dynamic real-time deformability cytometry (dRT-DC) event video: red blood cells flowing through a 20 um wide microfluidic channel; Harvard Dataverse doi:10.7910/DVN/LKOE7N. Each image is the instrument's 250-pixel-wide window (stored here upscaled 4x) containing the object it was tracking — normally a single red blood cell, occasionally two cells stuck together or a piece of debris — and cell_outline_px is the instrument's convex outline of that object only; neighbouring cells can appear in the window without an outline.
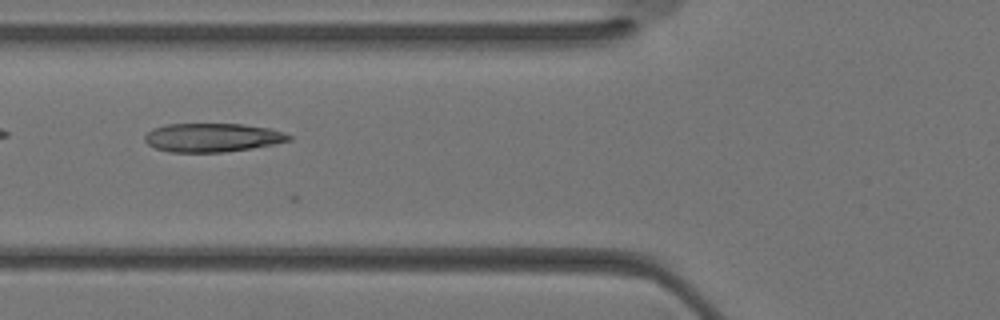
{"species": "Egyptian fruit bat (a non-hibernating species)", "species_latin": "Rousettus aegyptiacus", "temperature_condition": "warm", "stored_images_in_passage": 22, "camera_frame_rate_fps": 3000, "um_per_image_px": 0.085, "animal": {"sex": "female"}, "frame": {"image": 1, "passage_image": 12, "time_ms": 3.667, "image_size_px": [1000, 320], "cell_outline_px": [[292, 140], [276, 144], [252, 148], [224, 152], [168, 152], [156, 148], [148, 144], [144, 140], [144, 136], [152, 128], [164, 124], [244, 124], [272, 128], [284, 132], [292, 136]], "centroid_in_image_um": [18.08, 11.69], "position_along_channel_um": 107.7, "area_um2": 24.39}}
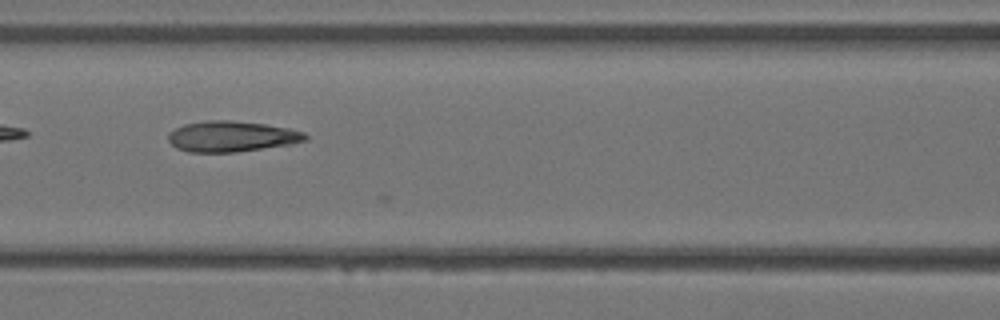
{"frame": {"image": 2, "passage_image": 14, "time_ms": 4.333, "image_size_px": [1000, 320], "cell_outline_px": [[308, 140], [292, 144], [236, 152], [188, 152], [176, 148], [168, 140], [168, 132], [184, 124], [204, 120], [228, 120], [264, 124], [288, 128], [304, 132], [308, 136]], "centroid_in_image_um": [19.68, 11.6], "position_along_channel_um": 146.9, "area_um2": 24.62}}
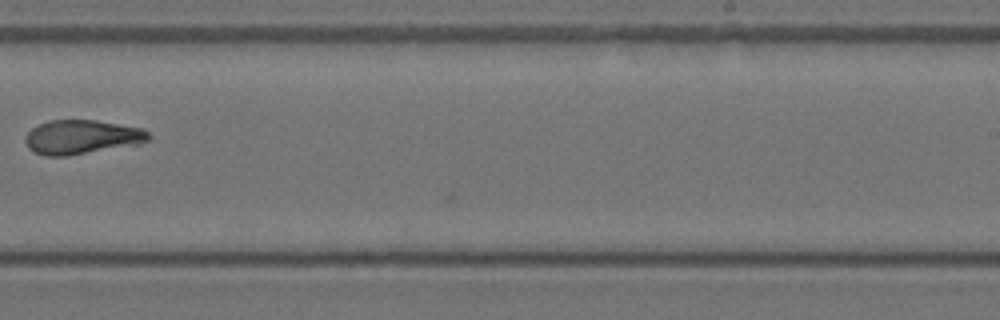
{"frame": {"image": 3, "passage_image": 21, "time_ms": 6.667, "image_size_px": [1000, 320], "cell_outline_px": [[152, 136], [148, 140], [140, 144], [68, 156], [44, 156], [32, 152], [28, 148], [24, 140], [24, 136], [32, 128], [48, 120], [96, 120], [144, 128]], "centroid_in_image_um": [6.95, 11.65], "position_along_channel_um": 282.1, "area_um2": 24.91}}